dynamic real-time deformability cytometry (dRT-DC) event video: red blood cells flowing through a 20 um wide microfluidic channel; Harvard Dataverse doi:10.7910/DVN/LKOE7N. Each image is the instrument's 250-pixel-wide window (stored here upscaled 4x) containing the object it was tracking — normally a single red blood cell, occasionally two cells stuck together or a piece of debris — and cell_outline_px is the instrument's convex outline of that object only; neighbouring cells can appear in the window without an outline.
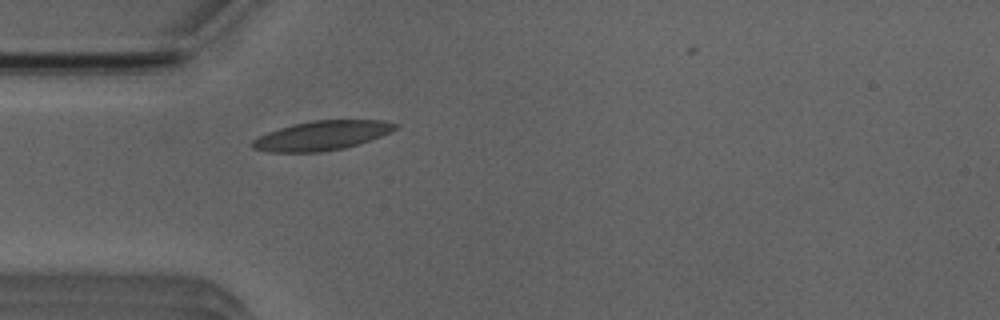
{"species": "Egyptian fruit bat (a non-hibernating species)", "species_latin": "Rousettus aegyptiacus", "temperature_condition": "room temperature", "stored_images_in_passage": 33, "camera_frame_rate_fps": 3000, "um_per_image_px": 0.085, "animal": {"sex": "male"}, "frame": {"image": 1, "passage_image": 2, "time_ms": 0.333, "image_size_px": [1000, 320], "cell_outline_px": [[400, 124], [392, 132], [344, 148], [320, 152], [268, 152], [252, 148], [248, 144], [252, 140], [268, 132], [292, 124], [312, 120], [384, 120]], "centroid_in_image_um": [27.33, 11.52], "position_along_channel_um": 57.7, "area_um2": 24.45}}
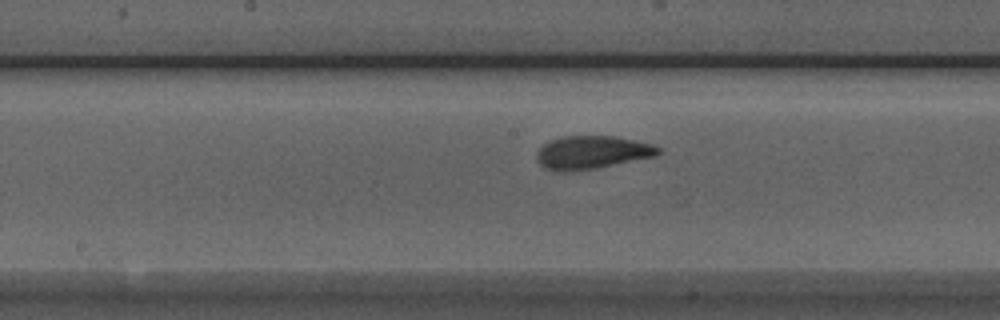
{"frame": {"image": 2, "passage_image": 13, "time_ms": 4.0, "image_size_px": [1000, 320], "cell_outline_px": [[660, 152], [656, 156], [596, 168], [568, 172], [556, 172], [544, 168], [536, 160], [536, 152], [544, 144], [560, 136], [612, 136], [652, 144], [660, 148]], "centroid_in_image_um": [50.27, 12.97], "position_along_channel_um": 197.9, "area_um2": 23.47}}
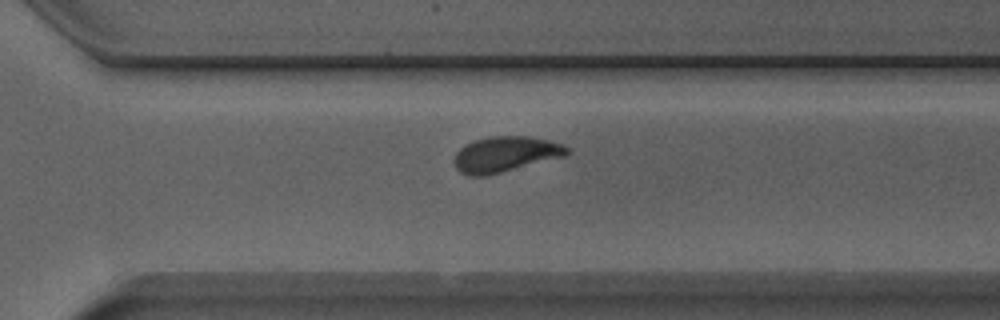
{"frame": {"image": 3, "passage_image": 23, "time_ms": 7.333, "image_size_px": [1000, 320], "cell_outline_px": [[572, 152], [568, 156], [484, 176], [468, 176], [460, 172], [456, 168], [452, 160], [456, 152], [464, 144], [472, 140], [488, 136], [528, 136], [548, 140], [564, 144]], "centroid_in_image_um": [42.96, 13.1], "position_along_channel_um": 327.6, "area_um2": 23.81}}